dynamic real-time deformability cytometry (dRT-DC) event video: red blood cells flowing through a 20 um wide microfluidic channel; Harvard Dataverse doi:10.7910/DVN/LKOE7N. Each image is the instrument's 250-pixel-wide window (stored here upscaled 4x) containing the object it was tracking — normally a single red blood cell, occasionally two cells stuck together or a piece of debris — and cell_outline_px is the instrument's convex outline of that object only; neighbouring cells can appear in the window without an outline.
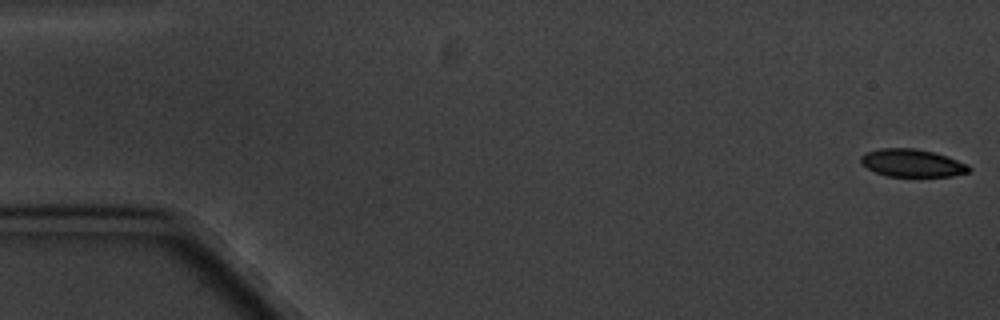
{"species": "common noctule bat (a hibernating species)", "species_latin": "Nyctalus noctula", "temperature_condition": "cold", "stored_images_in_passage": 9, "camera_frame_rate_fps": 3000, "um_per_image_px": 0.085, "animal": {"sex": "male", "body_mass_g": 20.1, "forearm_length_mm": 53.5}, "frame": {"image": 1, "passage_image": 1, "time_ms": 0.0, "image_size_px": [1000, 320], "cell_outline_px": [[972, 168], [968, 172], [952, 176], [888, 176], [876, 172], [860, 164], [860, 156], [864, 152], [880, 148], [916, 148], [936, 152], [948, 156], [968, 164]], "centroid_in_image_um": [77.53, 13.84], "position_along_channel_um": 7.5, "area_um2": 17.69}}
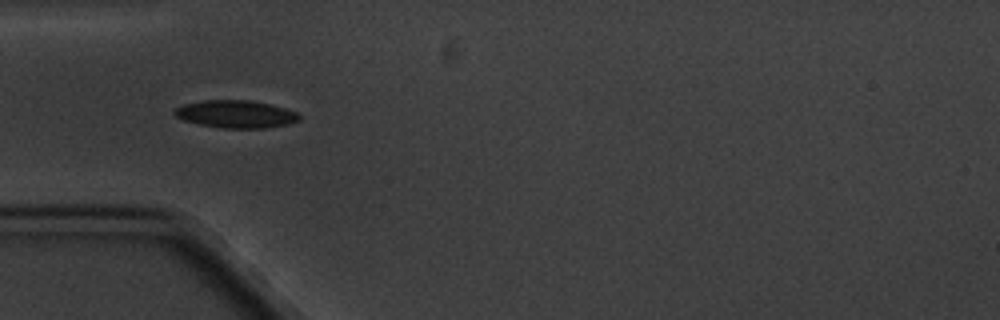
{"frame": {"image": 2, "passage_image": 6, "time_ms": 5.667, "image_size_px": [1000, 320], "cell_outline_px": [[300, 120], [288, 124], [268, 128], [224, 128], [200, 124], [184, 120], [176, 116], [172, 112], [176, 108], [184, 104], [204, 100], [248, 100], [268, 104], [284, 108], [296, 112], [300, 116]], "centroid_in_image_um": [20.05, 9.7], "position_along_channel_um": 65.0, "area_um2": 19.88}}